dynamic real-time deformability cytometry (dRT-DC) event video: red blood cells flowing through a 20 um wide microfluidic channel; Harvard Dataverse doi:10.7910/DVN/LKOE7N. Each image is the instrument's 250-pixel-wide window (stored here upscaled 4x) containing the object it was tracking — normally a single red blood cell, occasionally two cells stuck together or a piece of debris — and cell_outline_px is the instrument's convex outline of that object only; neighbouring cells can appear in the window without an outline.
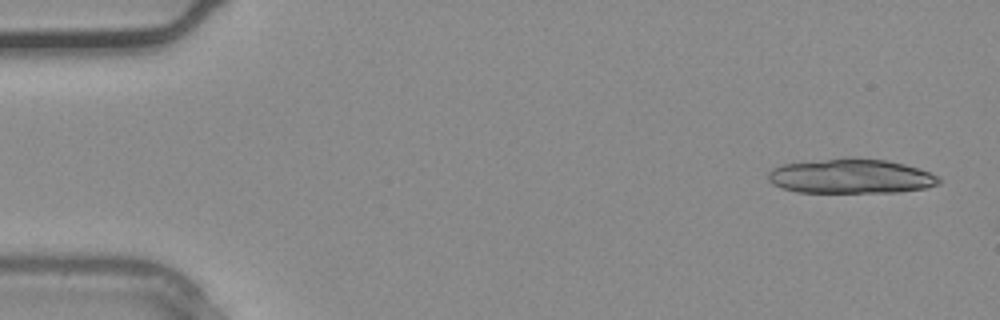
{"species": "common noctule bat (a hibernating species)", "species_latin": "Nyctalus noctula", "temperature_condition": "warm", "stored_images_in_passage": 2, "camera_frame_rate_fps": 3000, "um_per_image_px": 0.085, "animal": {"sex": "male", "body_mass_g": 20.4}, "frame": {"image": 1, "passage_image": 1, "time_ms": 0.0, "image_size_px": [1000, 320], "cell_outline_px": [[940, 184], [924, 188], [900, 192], [796, 192], [772, 184], [768, 180], [768, 172], [772, 168], [780, 164], [828, 160], [888, 160], [920, 168], [936, 176], [940, 180]], "centroid_in_image_um": [72.32, 15.01], "position_along_channel_um": 12.7, "area_um2": 33.58}}